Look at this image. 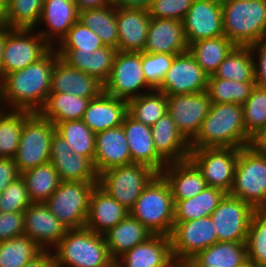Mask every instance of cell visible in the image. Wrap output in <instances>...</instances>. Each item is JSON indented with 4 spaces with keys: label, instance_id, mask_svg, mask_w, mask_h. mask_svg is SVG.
<instances>
[{
    "label": "cell",
    "instance_id": "ab89813d",
    "mask_svg": "<svg viewBox=\"0 0 266 267\" xmlns=\"http://www.w3.org/2000/svg\"><path fill=\"white\" fill-rule=\"evenodd\" d=\"M237 82H255L254 60L249 46H236L213 74Z\"/></svg>",
    "mask_w": 266,
    "mask_h": 267
},
{
    "label": "cell",
    "instance_id": "277c9868",
    "mask_svg": "<svg viewBox=\"0 0 266 267\" xmlns=\"http://www.w3.org/2000/svg\"><path fill=\"white\" fill-rule=\"evenodd\" d=\"M174 205L168 182L157 174L144 188L129 214L153 235L169 236L174 225Z\"/></svg>",
    "mask_w": 266,
    "mask_h": 267
},
{
    "label": "cell",
    "instance_id": "89a4df30",
    "mask_svg": "<svg viewBox=\"0 0 266 267\" xmlns=\"http://www.w3.org/2000/svg\"><path fill=\"white\" fill-rule=\"evenodd\" d=\"M109 4H112L115 0H106Z\"/></svg>",
    "mask_w": 266,
    "mask_h": 267
},
{
    "label": "cell",
    "instance_id": "52a82bcc",
    "mask_svg": "<svg viewBox=\"0 0 266 267\" xmlns=\"http://www.w3.org/2000/svg\"><path fill=\"white\" fill-rule=\"evenodd\" d=\"M55 125L39 112L30 113L24 120L19 147L14 161L21 172L50 161V149Z\"/></svg>",
    "mask_w": 266,
    "mask_h": 267
},
{
    "label": "cell",
    "instance_id": "91938a15",
    "mask_svg": "<svg viewBox=\"0 0 266 267\" xmlns=\"http://www.w3.org/2000/svg\"><path fill=\"white\" fill-rule=\"evenodd\" d=\"M5 42H6V25L3 24L0 27V79H2V65H3Z\"/></svg>",
    "mask_w": 266,
    "mask_h": 267
},
{
    "label": "cell",
    "instance_id": "60d3db41",
    "mask_svg": "<svg viewBox=\"0 0 266 267\" xmlns=\"http://www.w3.org/2000/svg\"><path fill=\"white\" fill-rule=\"evenodd\" d=\"M24 110H0V158H14L20 142L25 118Z\"/></svg>",
    "mask_w": 266,
    "mask_h": 267
},
{
    "label": "cell",
    "instance_id": "c3c4849f",
    "mask_svg": "<svg viewBox=\"0 0 266 267\" xmlns=\"http://www.w3.org/2000/svg\"><path fill=\"white\" fill-rule=\"evenodd\" d=\"M100 37L79 20L68 30L66 35L54 47L55 50H80L93 53L103 47Z\"/></svg>",
    "mask_w": 266,
    "mask_h": 267
},
{
    "label": "cell",
    "instance_id": "11a10c76",
    "mask_svg": "<svg viewBox=\"0 0 266 267\" xmlns=\"http://www.w3.org/2000/svg\"><path fill=\"white\" fill-rule=\"evenodd\" d=\"M22 172L14 158H0V193L11 184L12 181L20 178Z\"/></svg>",
    "mask_w": 266,
    "mask_h": 267
},
{
    "label": "cell",
    "instance_id": "44dd1931",
    "mask_svg": "<svg viewBox=\"0 0 266 267\" xmlns=\"http://www.w3.org/2000/svg\"><path fill=\"white\" fill-rule=\"evenodd\" d=\"M131 163L130 148L122 125L96 133L94 167L98 175L107 169Z\"/></svg>",
    "mask_w": 266,
    "mask_h": 267
},
{
    "label": "cell",
    "instance_id": "f5cc1de1",
    "mask_svg": "<svg viewBox=\"0 0 266 267\" xmlns=\"http://www.w3.org/2000/svg\"><path fill=\"white\" fill-rule=\"evenodd\" d=\"M24 234V212H0V242Z\"/></svg>",
    "mask_w": 266,
    "mask_h": 267
},
{
    "label": "cell",
    "instance_id": "6f0895ef",
    "mask_svg": "<svg viewBox=\"0 0 266 267\" xmlns=\"http://www.w3.org/2000/svg\"><path fill=\"white\" fill-rule=\"evenodd\" d=\"M55 260L51 251H43L34 260L28 262L23 267H55Z\"/></svg>",
    "mask_w": 266,
    "mask_h": 267
},
{
    "label": "cell",
    "instance_id": "94428289",
    "mask_svg": "<svg viewBox=\"0 0 266 267\" xmlns=\"http://www.w3.org/2000/svg\"><path fill=\"white\" fill-rule=\"evenodd\" d=\"M253 145L263 154H266V130L253 141Z\"/></svg>",
    "mask_w": 266,
    "mask_h": 267
},
{
    "label": "cell",
    "instance_id": "f1b7e54d",
    "mask_svg": "<svg viewBox=\"0 0 266 267\" xmlns=\"http://www.w3.org/2000/svg\"><path fill=\"white\" fill-rule=\"evenodd\" d=\"M151 131L155 149L167 163L188 159L190 143L167 112L153 124Z\"/></svg>",
    "mask_w": 266,
    "mask_h": 267
},
{
    "label": "cell",
    "instance_id": "6da1fadb",
    "mask_svg": "<svg viewBox=\"0 0 266 267\" xmlns=\"http://www.w3.org/2000/svg\"><path fill=\"white\" fill-rule=\"evenodd\" d=\"M59 58L51 48L38 61L1 79L3 109L39 112L50 93L53 68Z\"/></svg>",
    "mask_w": 266,
    "mask_h": 267
},
{
    "label": "cell",
    "instance_id": "f35d334b",
    "mask_svg": "<svg viewBox=\"0 0 266 267\" xmlns=\"http://www.w3.org/2000/svg\"><path fill=\"white\" fill-rule=\"evenodd\" d=\"M167 105V95L153 89L128 100L127 113L135 120L152 127L167 112Z\"/></svg>",
    "mask_w": 266,
    "mask_h": 267
},
{
    "label": "cell",
    "instance_id": "bcb514c9",
    "mask_svg": "<svg viewBox=\"0 0 266 267\" xmlns=\"http://www.w3.org/2000/svg\"><path fill=\"white\" fill-rule=\"evenodd\" d=\"M242 108L246 133L254 140L266 130V87L255 85Z\"/></svg>",
    "mask_w": 266,
    "mask_h": 267
},
{
    "label": "cell",
    "instance_id": "4316f807",
    "mask_svg": "<svg viewBox=\"0 0 266 267\" xmlns=\"http://www.w3.org/2000/svg\"><path fill=\"white\" fill-rule=\"evenodd\" d=\"M127 101L101 92L89 101L82 121L96 134L123 124Z\"/></svg>",
    "mask_w": 266,
    "mask_h": 267
},
{
    "label": "cell",
    "instance_id": "5bb4252c",
    "mask_svg": "<svg viewBox=\"0 0 266 267\" xmlns=\"http://www.w3.org/2000/svg\"><path fill=\"white\" fill-rule=\"evenodd\" d=\"M254 208L226 194L210 217L219 242H246Z\"/></svg>",
    "mask_w": 266,
    "mask_h": 267
},
{
    "label": "cell",
    "instance_id": "3957f363",
    "mask_svg": "<svg viewBox=\"0 0 266 267\" xmlns=\"http://www.w3.org/2000/svg\"><path fill=\"white\" fill-rule=\"evenodd\" d=\"M224 36L236 46L266 39V0H221Z\"/></svg>",
    "mask_w": 266,
    "mask_h": 267
},
{
    "label": "cell",
    "instance_id": "9a60e30c",
    "mask_svg": "<svg viewBox=\"0 0 266 267\" xmlns=\"http://www.w3.org/2000/svg\"><path fill=\"white\" fill-rule=\"evenodd\" d=\"M208 75L186 51L174 57L157 90L166 95L197 94L207 91Z\"/></svg>",
    "mask_w": 266,
    "mask_h": 267
},
{
    "label": "cell",
    "instance_id": "74e56055",
    "mask_svg": "<svg viewBox=\"0 0 266 267\" xmlns=\"http://www.w3.org/2000/svg\"><path fill=\"white\" fill-rule=\"evenodd\" d=\"M21 177L32 203H45L61 183L57 171L50 162L25 170Z\"/></svg>",
    "mask_w": 266,
    "mask_h": 267
},
{
    "label": "cell",
    "instance_id": "7dc6e473",
    "mask_svg": "<svg viewBox=\"0 0 266 267\" xmlns=\"http://www.w3.org/2000/svg\"><path fill=\"white\" fill-rule=\"evenodd\" d=\"M245 243L247 259L259 266L266 264V208L254 210Z\"/></svg>",
    "mask_w": 266,
    "mask_h": 267
},
{
    "label": "cell",
    "instance_id": "9f6ffc18",
    "mask_svg": "<svg viewBox=\"0 0 266 267\" xmlns=\"http://www.w3.org/2000/svg\"><path fill=\"white\" fill-rule=\"evenodd\" d=\"M153 0H115L112 5L115 8L144 9L148 10Z\"/></svg>",
    "mask_w": 266,
    "mask_h": 267
},
{
    "label": "cell",
    "instance_id": "5b68a950",
    "mask_svg": "<svg viewBox=\"0 0 266 267\" xmlns=\"http://www.w3.org/2000/svg\"><path fill=\"white\" fill-rule=\"evenodd\" d=\"M51 253L57 267H102L112 259L104 235L86 227L68 229Z\"/></svg>",
    "mask_w": 266,
    "mask_h": 267
},
{
    "label": "cell",
    "instance_id": "a7ac6f4b",
    "mask_svg": "<svg viewBox=\"0 0 266 267\" xmlns=\"http://www.w3.org/2000/svg\"><path fill=\"white\" fill-rule=\"evenodd\" d=\"M3 25V16L2 13L0 12V27Z\"/></svg>",
    "mask_w": 266,
    "mask_h": 267
},
{
    "label": "cell",
    "instance_id": "9c48e42d",
    "mask_svg": "<svg viewBox=\"0 0 266 267\" xmlns=\"http://www.w3.org/2000/svg\"><path fill=\"white\" fill-rule=\"evenodd\" d=\"M157 174L149 166L131 163L100 173L98 185L129 211Z\"/></svg>",
    "mask_w": 266,
    "mask_h": 267
},
{
    "label": "cell",
    "instance_id": "e0dca14e",
    "mask_svg": "<svg viewBox=\"0 0 266 267\" xmlns=\"http://www.w3.org/2000/svg\"><path fill=\"white\" fill-rule=\"evenodd\" d=\"M182 22L188 46L198 40L223 36L221 0H194Z\"/></svg>",
    "mask_w": 266,
    "mask_h": 267
},
{
    "label": "cell",
    "instance_id": "d4e9b609",
    "mask_svg": "<svg viewBox=\"0 0 266 267\" xmlns=\"http://www.w3.org/2000/svg\"><path fill=\"white\" fill-rule=\"evenodd\" d=\"M128 215L129 211L97 184L90 196L84 227L104 235Z\"/></svg>",
    "mask_w": 266,
    "mask_h": 267
},
{
    "label": "cell",
    "instance_id": "83f0119b",
    "mask_svg": "<svg viewBox=\"0 0 266 267\" xmlns=\"http://www.w3.org/2000/svg\"><path fill=\"white\" fill-rule=\"evenodd\" d=\"M123 267H173L169 236L152 235L119 258Z\"/></svg>",
    "mask_w": 266,
    "mask_h": 267
},
{
    "label": "cell",
    "instance_id": "7a4b0ae2",
    "mask_svg": "<svg viewBox=\"0 0 266 267\" xmlns=\"http://www.w3.org/2000/svg\"><path fill=\"white\" fill-rule=\"evenodd\" d=\"M243 122V108L235 103H211L201 128L190 142V149L253 145Z\"/></svg>",
    "mask_w": 266,
    "mask_h": 267
},
{
    "label": "cell",
    "instance_id": "cb8c5ba5",
    "mask_svg": "<svg viewBox=\"0 0 266 267\" xmlns=\"http://www.w3.org/2000/svg\"><path fill=\"white\" fill-rule=\"evenodd\" d=\"M103 92V84L95 77L70 67L60 57L56 60L50 93H70L90 100Z\"/></svg>",
    "mask_w": 266,
    "mask_h": 267
},
{
    "label": "cell",
    "instance_id": "ffe728a7",
    "mask_svg": "<svg viewBox=\"0 0 266 267\" xmlns=\"http://www.w3.org/2000/svg\"><path fill=\"white\" fill-rule=\"evenodd\" d=\"M78 20L79 10L74 0H44L35 30L54 48Z\"/></svg>",
    "mask_w": 266,
    "mask_h": 267
},
{
    "label": "cell",
    "instance_id": "4dcf8cb0",
    "mask_svg": "<svg viewBox=\"0 0 266 267\" xmlns=\"http://www.w3.org/2000/svg\"><path fill=\"white\" fill-rule=\"evenodd\" d=\"M59 57L70 67L76 68L95 77L103 85L108 80L118 50L103 46L93 53L80 50H55Z\"/></svg>",
    "mask_w": 266,
    "mask_h": 267
},
{
    "label": "cell",
    "instance_id": "7c38bea8",
    "mask_svg": "<svg viewBox=\"0 0 266 267\" xmlns=\"http://www.w3.org/2000/svg\"><path fill=\"white\" fill-rule=\"evenodd\" d=\"M51 48L35 29L6 26L2 78L38 61Z\"/></svg>",
    "mask_w": 266,
    "mask_h": 267
},
{
    "label": "cell",
    "instance_id": "be15d7a7",
    "mask_svg": "<svg viewBox=\"0 0 266 267\" xmlns=\"http://www.w3.org/2000/svg\"><path fill=\"white\" fill-rule=\"evenodd\" d=\"M239 267H260L253 261H250L249 259H246Z\"/></svg>",
    "mask_w": 266,
    "mask_h": 267
},
{
    "label": "cell",
    "instance_id": "484cf974",
    "mask_svg": "<svg viewBox=\"0 0 266 267\" xmlns=\"http://www.w3.org/2000/svg\"><path fill=\"white\" fill-rule=\"evenodd\" d=\"M150 18L148 10L116 8L118 51L143 52Z\"/></svg>",
    "mask_w": 266,
    "mask_h": 267
},
{
    "label": "cell",
    "instance_id": "8992f818",
    "mask_svg": "<svg viewBox=\"0 0 266 267\" xmlns=\"http://www.w3.org/2000/svg\"><path fill=\"white\" fill-rule=\"evenodd\" d=\"M229 195L249 203L254 209L266 208V154L254 145L240 148Z\"/></svg>",
    "mask_w": 266,
    "mask_h": 267
},
{
    "label": "cell",
    "instance_id": "8d00e7d4",
    "mask_svg": "<svg viewBox=\"0 0 266 267\" xmlns=\"http://www.w3.org/2000/svg\"><path fill=\"white\" fill-rule=\"evenodd\" d=\"M79 21L95 32L104 46L118 50L116 8L112 4L79 11Z\"/></svg>",
    "mask_w": 266,
    "mask_h": 267
},
{
    "label": "cell",
    "instance_id": "e7e4bbea",
    "mask_svg": "<svg viewBox=\"0 0 266 267\" xmlns=\"http://www.w3.org/2000/svg\"><path fill=\"white\" fill-rule=\"evenodd\" d=\"M173 267H193L188 262H175Z\"/></svg>",
    "mask_w": 266,
    "mask_h": 267
},
{
    "label": "cell",
    "instance_id": "ee69618b",
    "mask_svg": "<svg viewBox=\"0 0 266 267\" xmlns=\"http://www.w3.org/2000/svg\"><path fill=\"white\" fill-rule=\"evenodd\" d=\"M44 0H8L2 14L3 24L9 28L35 29L38 25Z\"/></svg>",
    "mask_w": 266,
    "mask_h": 267
},
{
    "label": "cell",
    "instance_id": "8fae6325",
    "mask_svg": "<svg viewBox=\"0 0 266 267\" xmlns=\"http://www.w3.org/2000/svg\"><path fill=\"white\" fill-rule=\"evenodd\" d=\"M240 149L232 147L190 149L188 159L198 168L208 187L229 194Z\"/></svg>",
    "mask_w": 266,
    "mask_h": 267
},
{
    "label": "cell",
    "instance_id": "ac0fdd59",
    "mask_svg": "<svg viewBox=\"0 0 266 267\" xmlns=\"http://www.w3.org/2000/svg\"><path fill=\"white\" fill-rule=\"evenodd\" d=\"M57 171L61 181H98V174L93 162L79 153L56 131L53 134L50 161Z\"/></svg>",
    "mask_w": 266,
    "mask_h": 267
},
{
    "label": "cell",
    "instance_id": "d6a6232c",
    "mask_svg": "<svg viewBox=\"0 0 266 267\" xmlns=\"http://www.w3.org/2000/svg\"><path fill=\"white\" fill-rule=\"evenodd\" d=\"M247 259L245 242H217L188 263L193 267H239Z\"/></svg>",
    "mask_w": 266,
    "mask_h": 267
},
{
    "label": "cell",
    "instance_id": "2e32d148",
    "mask_svg": "<svg viewBox=\"0 0 266 267\" xmlns=\"http://www.w3.org/2000/svg\"><path fill=\"white\" fill-rule=\"evenodd\" d=\"M167 113L179 132L190 143L208 115L211 100L207 91L197 94L167 95Z\"/></svg>",
    "mask_w": 266,
    "mask_h": 267
},
{
    "label": "cell",
    "instance_id": "03108f58",
    "mask_svg": "<svg viewBox=\"0 0 266 267\" xmlns=\"http://www.w3.org/2000/svg\"><path fill=\"white\" fill-rule=\"evenodd\" d=\"M8 4V0H0V12L3 14Z\"/></svg>",
    "mask_w": 266,
    "mask_h": 267
},
{
    "label": "cell",
    "instance_id": "1f68e13d",
    "mask_svg": "<svg viewBox=\"0 0 266 267\" xmlns=\"http://www.w3.org/2000/svg\"><path fill=\"white\" fill-rule=\"evenodd\" d=\"M153 234L130 214L104 234L109 255L119 259L129 250L145 242Z\"/></svg>",
    "mask_w": 266,
    "mask_h": 267
},
{
    "label": "cell",
    "instance_id": "b9f144b4",
    "mask_svg": "<svg viewBox=\"0 0 266 267\" xmlns=\"http://www.w3.org/2000/svg\"><path fill=\"white\" fill-rule=\"evenodd\" d=\"M43 252L32 239L23 234L0 242V267H23Z\"/></svg>",
    "mask_w": 266,
    "mask_h": 267
},
{
    "label": "cell",
    "instance_id": "7402d4cb",
    "mask_svg": "<svg viewBox=\"0 0 266 267\" xmlns=\"http://www.w3.org/2000/svg\"><path fill=\"white\" fill-rule=\"evenodd\" d=\"M122 126L129 144L132 163L144 164L160 174L168 163L155 149L151 127L135 120L128 113Z\"/></svg>",
    "mask_w": 266,
    "mask_h": 267
},
{
    "label": "cell",
    "instance_id": "f907efd6",
    "mask_svg": "<svg viewBox=\"0 0 266 267\" xmlns=\"http://www.w3.org/2000/svg\"><path fill=\"white\" fill-rule=\"evenodd\" d=\"M32 201L22 177L11 182L0 193V212H24Z\"/></svg>",
    "mask_w": 266,
    "mask_h": 267
},
{
    "label": "cell",
    "instance_id": "d590c367",
    "mask_svg": "<svg viewBox=\"0 0 266 267\" xmlns=\"http://www.w3.org/2000/svg\"><path fill=\"white\" fill-rule=\"evenodd\" d=\"M226 194L222 189L207 186L192 198L177 200L174 205V221H190L210 216Z\"/></svg>",
    "mask_w": 266,
    "mask_h": 267
},
{
    "label": "cell",
    "instance_id": "f6af8a7d",
    "mask_svg": "<svg viewBox=\"0 0 266 267\" xmlns=\"http://www.w3.org/2000/svg\"><path fill=\"white\" fill-rule=\"evenodd\" d=\"M256 82H237L208 76L207 93L211 103H235L243 105Z\"/></svg>",
    "mask_w": 266,
    "mask_h": 267
},
{
    "label": "cell",
    "instance_id": "681fc988",
    "mask_svg": "<svg viewBox=\"0 0 266 267\" xmlns=\"http://www.w3.org/2000/svg\"><path fill=\"white\" fill-rule=\"evenodd\" d=\"M175 56L167 53L151 54L142 52V70L146 82L153 89H157L161 85Z\"/></svg>",
    "mask_w": 266,
    "mask_h": 267
},
{
    "label": "cell",
    "instance_id": "4fadbf2b",
    "mask_svg": "<svg viewBox=\"0 0 266 267\" xmlns=\"http://www.w3.org/2000/svg\"><path fill=\"white\" fill-rule=\"evenodd\" d=\"M169 237L175 262H189L198 253L218 242L210 216L174 221Z\"/></svg>",
    "mask_w": 266,
    "mask_h": 267
},
{
    "label": "cell",
    "instance_id": "816d5d0a",
    "mask_svg": "<svg viewBox=\"0 0 266 267\" xmlns=\"http://www.w3.org/2000/svg\"><path fill=\"white\" fill-rule=\"evenodd\" d=\"M194 0H153L148 9L151 18L183 21Z\"/></svg>",
    "mask_w": 266,
    "mask_h": 267
},
{
    "label": "cell",
    "instance_id": "ba28073f",
    "mask_svg": "<svg viewBox=\"0 0 266 267\" xmlns=\"http://www.w3.org/2000/svg\"><path fill=\"white\" fill-rule=\"evenodd\" d=\"M98 181H61L45 204L67 229L83 228L91 193Z\"/></svg>",
    "mask_w": 266,
    "mask_h": 267
},
{
    "label": "cell",
    "instance_id": "d6986e66",
    "mask_svg": "<svg viewBox=\"0 0 266 267\" xmlns=\"http://www.w3.org/2000/svg\"><path fill=\"white\" fill-rule=\"evenodd\" d=\"M67 230L45 203H32L24 211V234L43 251H51Z\"/></svg>",
    "mask_w": 266,
    "mask_h": 267
},
{
    "label": "cell",
    "instance_id": "836d02e7",
    "mask_svg": "<svg viewBox=\"0 0 266 267\" xmlns=\"http://www.w3.org/2000/svg\"><path fill=\"white\" fill-rule=\"evenodd\" d=\"M235 47L236 45L223 35L198 40L188 46V51L203 71L211 76Z\"/></svg>",
    "mask_w": 266,
    "mask_h": 267
},
{
    "label": "cell",
    "instance_id": "f546056e",
    "mask_svg": "<svg viewBox=\"0 0 266 267\" xmlns=\"http://www.w3.org/2000/svg\"><path fill=\"white\" fill-rule=\"evenodd\" d=\"M160 174L171 188L174 203L192 198L207 187L201 172L189 159L168 163Z\"/></svg>",
    "mask_w": 266,
    "mask_h": 267
},
{
    "label": "cell",
    "instance_id": "db71d44e",
    "mask_svg": "<svg viewBox=\"0 0 266 267\" xmlns=\"http://www.w3.org/2000/svg\"><path fill=\"white\" fill-rule=\"evenodd\" d=\"M254 60L256 85L266 87V39L249 46Z\"/></svg>",
    "mask_w": 266,
    "mask_h": 267
},
{
    "label": "cell",
    "instance_id": "003e7915",
    "mask_svg": "<svg viewBox=\"0 0 266 267\" xmlns=\"http://www.w3.org/2000/svg\"><path fill=\"white\" fill-rule=\"evenodd\" d=\"M3 109V105H2V102H1V79H0V110Z\"/></svg>",
    "mask_w": 266,
    "mask_h": 267
},
{
    "label": "cell",
    "instance_id": "603a6c76",
    "mask_svg": "<svg viewBox=\"0 0 266 267\" xmlns=\"http://www.w3.org/2000/svg\"><path fill=\"white\" fill-rule=\"evenodd\" d=\"M186 51L188 44L182 21L150 18L144 53L178 55Z\"/></svg>",
    "mask_w": 266,
    "mask_h": 267
},
{
    "label": "cell",
    "instance_id": "7bdbcfd3",
    "mask_svg": "<svg viewBox=\"0 0 266 267\" xmlns=\"http://www.w3.org/2000/svg\"><path fill=\"white\" fill-rule=\"evenodd\" d=\"M55 127L73 152L88 157L94 164L96 134L82 120L59 122Z\"/></svg>",
    "mask_w": 266,
    "mask_h": 267
},
{
    "label": "cell",
    "instance_id": "680465c9",
    "mask_svg": "<svg viewBox=\"0 0 266 267\" xmlns=\"http://www.w3.org/2000/svg\"><path fill=\"white\" fill-rule=\"evenodd\" d=\"M79 11L86 9L101 8L109 3L106 0H74Z\"/></svg>",
    "mask_w": 266,
    "mask_h": 267
},
{
    "label": "cell",
    "instance_id": "30bf717a",
    "mask_svg": "<svg viewBox=\"0 0 266 267\" xmlns=\"http://www.w3.org/2000/svg\"><path fill=\"white\" fill-rule=\"evenodd\" d=\"M151 90L142 70V52L118 51L103 91L128 101Z\"/></svg>",
    "mask_w": 266,
    "mask_h": 267
},
{
    "label": "cell",
    "instance_id": "6125c7cd",
    "mask_svg": "<svg viewBox=\"0 0 266 267\" xmlns=\"http://www.w3.org/2000/svg\"><path fill=\"white\" fill-rule=\"evenodd\" d=\"M102 267H123L121 261L119 259H110L105 265Z\"/></svg>",
    "mask_w": 266,
    "mask_h": 267
},
{
    "label": "cell",
    "instance_id": "e575fe53",
    "mask_svg": "<svg viewBox=\"0 0 266 267\" xmlns=\"http://www.w3.org/2000/svg\"><path fill=\"white\" fill-rule=\"evenodd\" d=\"M89 101V98L70 93H49L39 113L54 125L63 121L81 120Z\"/></svg>",
    "mask_w": 266,
    "mask_h": 267
}]
</instances>
